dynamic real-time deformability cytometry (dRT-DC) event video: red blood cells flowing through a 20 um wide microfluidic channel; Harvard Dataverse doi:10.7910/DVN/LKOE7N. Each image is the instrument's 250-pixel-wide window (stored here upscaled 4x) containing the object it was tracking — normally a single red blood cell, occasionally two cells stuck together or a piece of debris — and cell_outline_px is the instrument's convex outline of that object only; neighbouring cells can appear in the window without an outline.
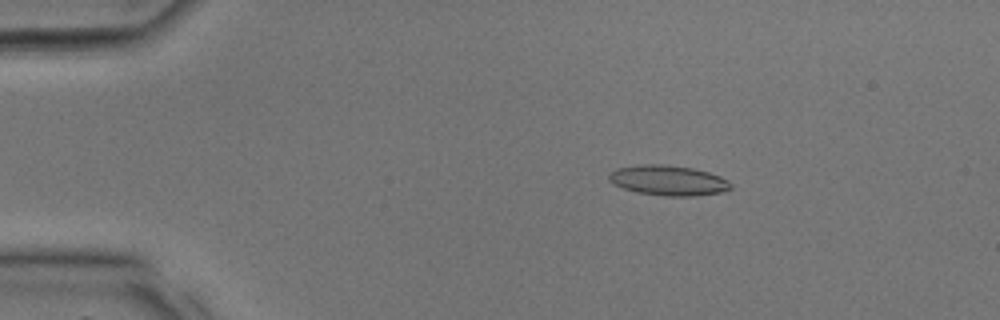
{"species": "common noctule bat (a hibernating species)", "species_latin": "Nyctalus noctula", "temperature_condition": "room temperature", "stored_images_in_passage": 24, "camera_frame_rate_fps": 3000, "um_per_image_px": 0.085, "animal": {"sex": "male", "body_mass_g": 17.9, "forearm_length_mm": 54.2}, "frame": {"image": 1, "passage_image": 6, "time_ms": 1.667, "image_size_px": [1000, 320], "cell_outline_px": [[732, 188], [720, 192], [696, 196], [664, 196], [636, 192], [612, 184], [608, 180], [608, 176], [616, 168], [644, 164], [660, 164], [692, 168], [708, 172], [720, 176], [728, 180], [732, 184]], "centroid_in_image_um": [56.8, 15.34], "position_along_channel_um": 28.2, "area_um2": 21.39}}
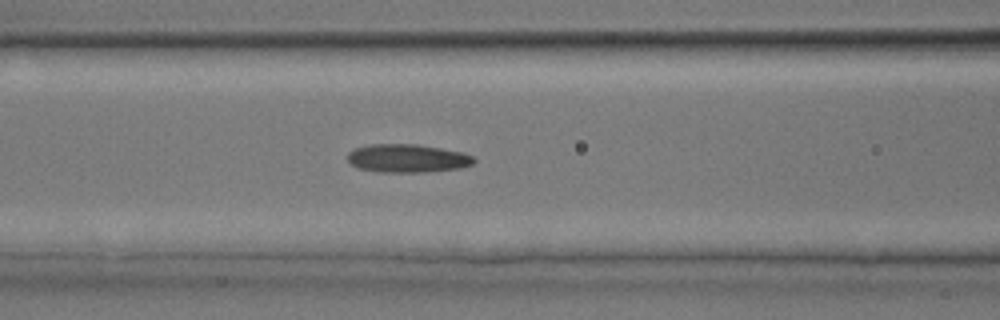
{"frame": {"image": 2, "passage_image": 14, "time_ms": 4.333, "image_size_px": [1000, 320], "cell_outline_px": [[476, 160], [472, 164], [460, 168], [424, 172], [384, 172], [360, 168], [352, 164], [348, 160], [348, 152], [356, 148], [372, 144], [416, 144], [464, 152], [472, 156]], "centroid_in_image_um": [34.66, 13.45], "position_along_channel_um": 131.9, "area_um2": 20.63}}
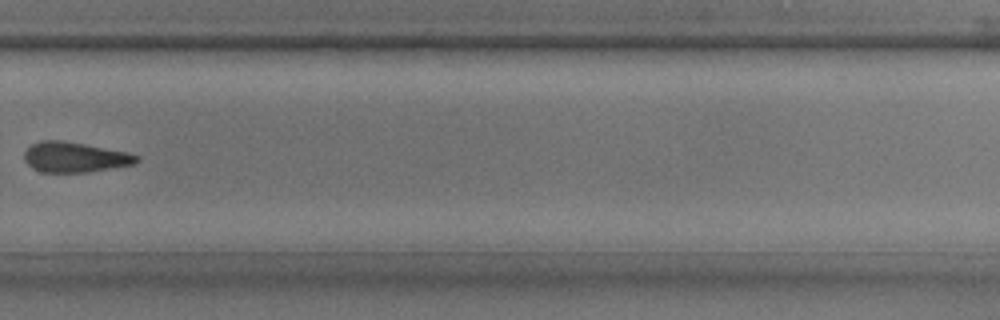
{"frame": {"image": 3, "passage_image": 23, "time_ms": 7.333, "image_size_px": [1000, 320], "cell_outline_px": [[140, 160], [136, 164], [88, 172], [40, 172], [32, 168], [24, 160], [24, 152], [32, 144], [40, 140], [60, 140], [84, 144], [128, 152], [140, 156]], "centroid_in_image_um": [6.38, 13.36], "position_along_channel_um": 323.4, "area_um2": 19.88}}